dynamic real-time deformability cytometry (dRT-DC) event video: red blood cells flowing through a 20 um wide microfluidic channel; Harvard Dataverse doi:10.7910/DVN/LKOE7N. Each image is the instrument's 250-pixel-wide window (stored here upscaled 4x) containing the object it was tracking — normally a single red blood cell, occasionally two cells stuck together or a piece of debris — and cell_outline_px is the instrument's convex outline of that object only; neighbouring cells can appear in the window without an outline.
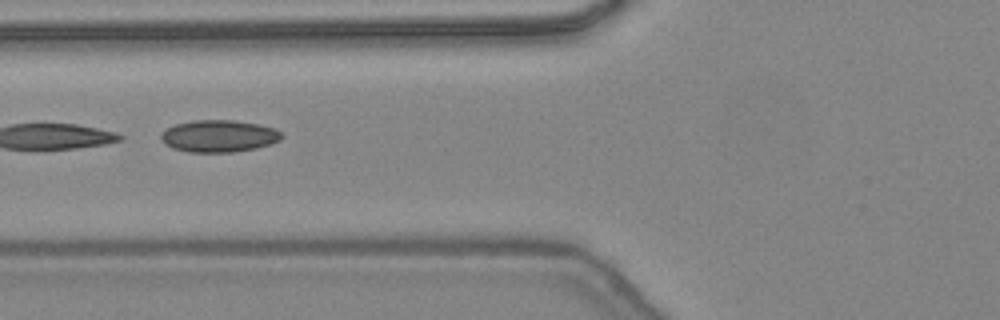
{"species": "common noctule bat (a hibernating species)", "species_latin": "Nyctalus noctula", "temperature_condition": "warm", "stored_images_in_passage": 33, "camera_frame_rate_fps": 3000, "um_per_image_px": 0.085, "animal": {"sex": "female", "body_mass_g": 24.6, "forearm_length_mm": 56.2}, "frame": {"image": 1, "passage_image": 12, "time_ms": 3.667, "image_size_px": [1000, 320], "cell_outline_px": [[284, 136], [280, 140], [256, 148], [236, 152], [188, 152], [172, 148], [164, 144], [160, 140], [160, 132], [176, 124], [192, 120], [232, 120], [260, 124], [276, 128]], "centroid_in_image_um": [18.59, 11.56], "position_along_channel_um": 107.2, "area_um2": 22.77}}
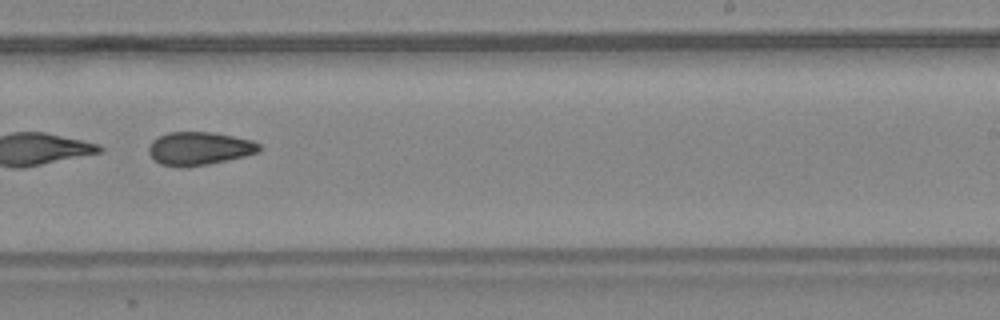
{"frame": {"image": 2, "passage_image": 23, "time_ms": 7.333, "image_size_px": [1000, 320], "cell_outline_px": [[260, 152], [228, 160], [208, 164], [184, 168], [180, 168], [160, 164], [148, 152], [148, 148], [152, 140], [156, 136], [168, 132], [212, 132], [252, 140], [260, 144]], "centroid_in_image_um": [16.92, 12.62], "position_along_channel_um": 272.1, "area_um2": 21.56}}
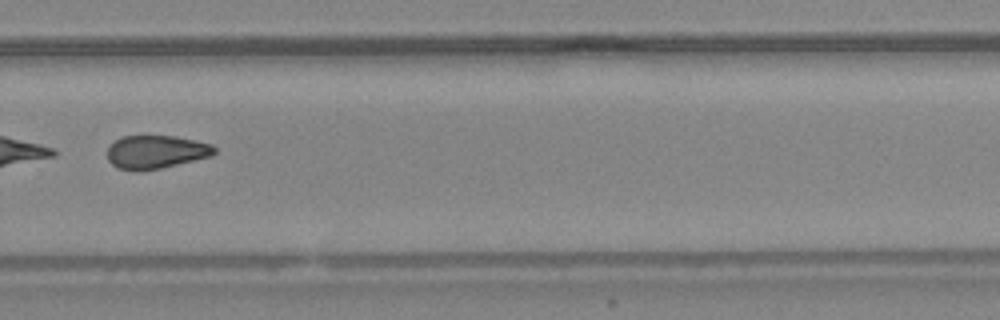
{"frame": {"image": 3, "passage_image": 26, "time_ms": 8.333, "image_size_px": [1000, 320], "cell_outline_px": [[216, 152], [212, 156], [160, 168], [136, 172], [116, 168], [108, 160], [108, 148], [116, 140], [124, 136], [176, 136], [212, 144], [216, 148]], "centroid_in_image_um": [13.26, 12.93], "position_along_channel_um": 316.5, "area_um2": 20.81}, "authors_computed_cell_mechanics": {"area_um2": 21.4438, "velocity_mm_per_s": 4.5099, "shape_relaxation_time_tau1_ms": null, "shape_relaxation_time_tau2_ms": 1.5724, "deformation_change_tau1": null, "deformation_change_tau2": 0.0882}}